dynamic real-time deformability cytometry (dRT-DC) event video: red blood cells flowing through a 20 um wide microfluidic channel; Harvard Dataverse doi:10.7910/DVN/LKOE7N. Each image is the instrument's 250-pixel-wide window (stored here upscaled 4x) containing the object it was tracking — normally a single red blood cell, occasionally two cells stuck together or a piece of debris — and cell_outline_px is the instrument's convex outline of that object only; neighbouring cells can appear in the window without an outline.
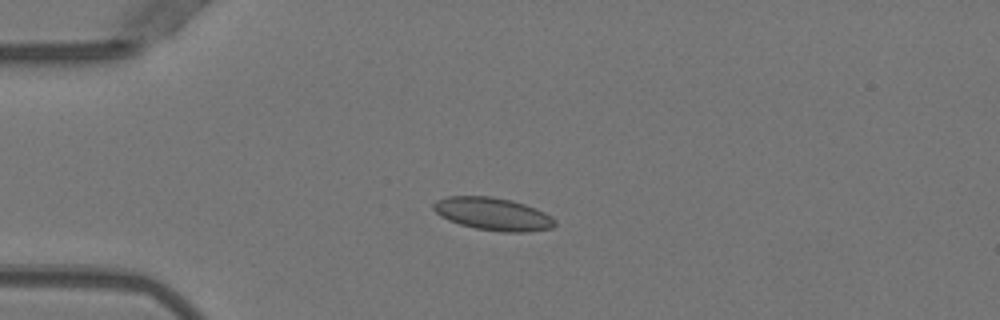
{"species": "Egyptian fruit bat (a non-hibernating species)", "species_latin": "Rousettus aegyptiacus", "temperature_condition": "warm", "stored_images_in_passage": 51, "camera_frame_rate_fps": 3000, "um_per_image_px": 0.085, "animal": {"sex": "female"}, "frame": {"image": 1, "passage_image": 13, "time_ms": 4.0, "image_size_px": [1000, 320], "cell_outline_px": [[556, 224], [552, 228], [528, 232], [500, 232], [476, 228], [460, 224], [448, 220], [440, 216], [432, 208], [432, 204], [436, 200], [448, 196], [492, 196], [512, 200], [536, 208], [552, 216], [556, 220]], "centroid_in_image_um": [41.91, 18.18], "position_along_channel_um": 43.1, "area_um2": 23.35}}
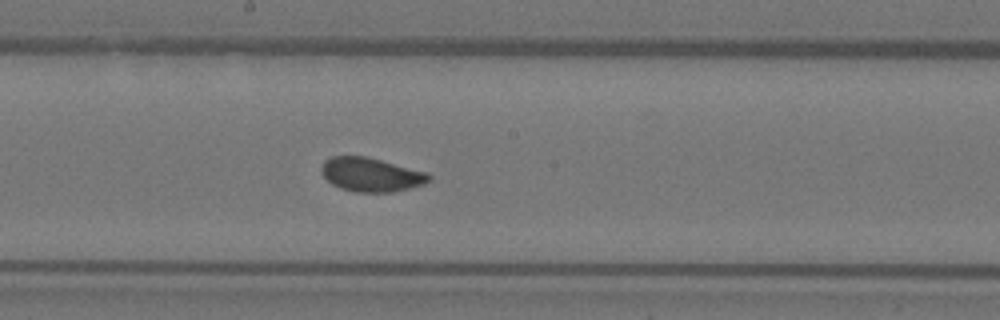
{"frame": {"image": 2, "passage_image": 28, "time_ms": 9.0, "image_size_px": [1000, 320], "cell_outline_px": [[432, 180], [424, 184], [392, 192], [356, 192], [340, 188], [332, 184], [320, 172], [320, 168], [324, 160], [332, 156], [368, 156], [428, 172], [432, 176]], "centroid_in_image_um": [31.55, 14.83], "position_along_channel_um": 216.6, "area_um2": 21.5}}
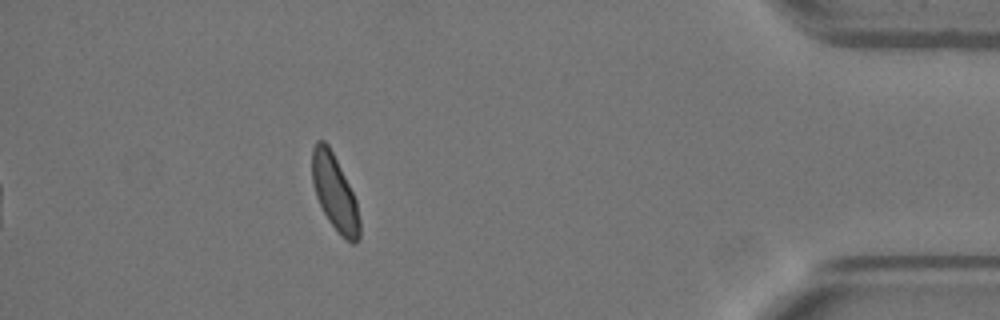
{"frame": {"image": 3, "passage_image": 46, "time_ms": 15.0, "image_size_px": [1000, 320], "cell_outline_px": [[360, 236], [356, 244], [352, 244], [340, 236], [328, 220], [316, 196], [312, 184], [312, 148], [316, 140], [324, 140], [328, 144], [356, 200], [360, 220]], "centroid_in_image_um": [28.45, 16.42], "position_along_channel_um": 406.8, "area_um2": 20.87}, "authors_computed_cell_mechanics": {"area_um2": 21.5016, "velocity_mm_per_s": 3.9653, "shape_relaxation_time_tau1_ms": 2.7394, "shape_relaxation_time_tau2_ms": null, "deformation_change_tau1": 0.1015, "deformation_change_tau2": null}}